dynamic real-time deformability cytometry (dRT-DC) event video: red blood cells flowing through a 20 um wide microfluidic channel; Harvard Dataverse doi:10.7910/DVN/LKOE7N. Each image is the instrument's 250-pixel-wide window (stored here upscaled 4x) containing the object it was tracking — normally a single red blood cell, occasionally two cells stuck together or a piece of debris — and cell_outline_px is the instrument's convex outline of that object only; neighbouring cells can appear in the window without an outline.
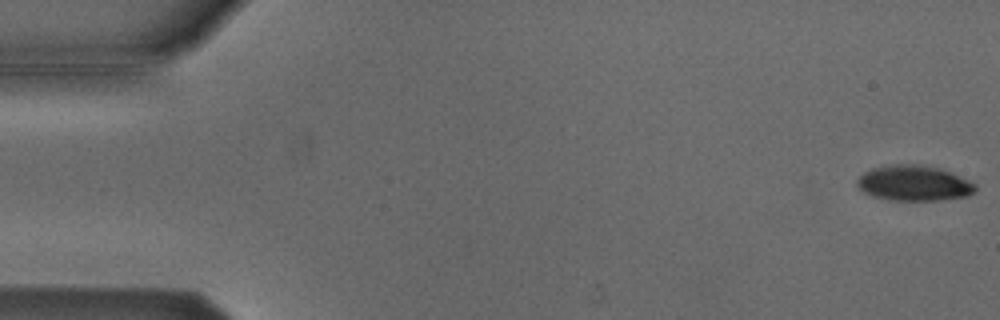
{"species": "Egyptian fruit bat (a non-hibernating species)", "species_latin": "Rousettus aegyptiacus", "temperature_condition": "cold", "stored_images_in_passage": 54, "camera_frame_rate_fps": 3000, "um_per_image_px": 0.085, "animal": {"sex": "male"}, "frame": {"image": 1, "passage_image": 1, "time_ms": 0.0, "image_size_px": [1000, 320], "cell_outline_px": [[976, 192], [968, 196], [940, 200], [888, 200], [872, 196], [864, 192], [856, 184], [856, 180], [864, 172], [872, 168], [896, 164], [920, 164], [940, 168], [968, 180], [976, 184]], "centroid_in_image_um": [77.69, 15.57], "position_along_channel_um": 7.3, "area_um2": 24.45}}
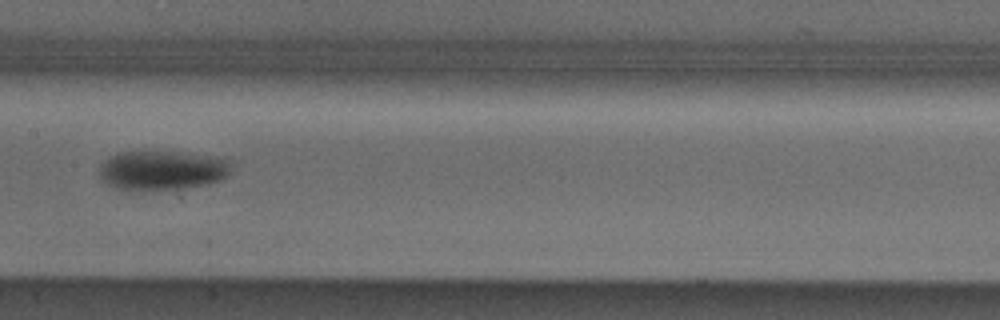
{"frame": {"image": 2, "passage_image": 27, "time_ms": 8.667, "image_size_px": [1000, 320], "cell_outline_px": [[228, 172], [220, 180], [208, 184], [172, 192], [116, 188], [100, 180], [100, 164], [108, 156], [120, 152], [172, 152], [228, 160]], "centroid_in_image_um": [13.68, 14.53], "position_along_channel_um": 193.7, "area_um2": 30.17}}
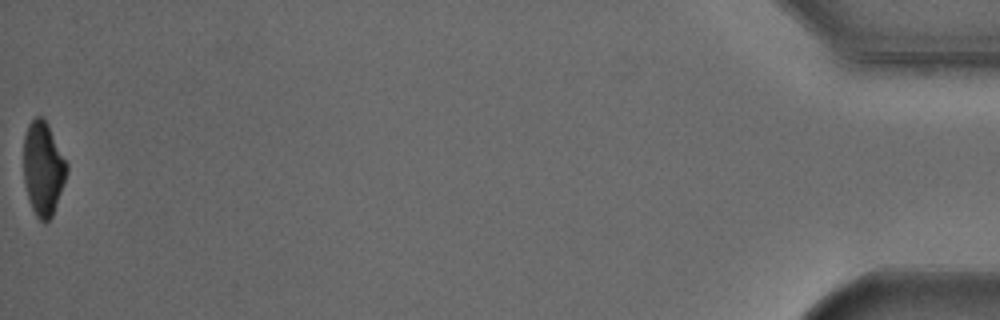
{"frame": {"image": 3, "passage_image": 54, "time_ms": 17.667, "image_size_px": [1000, 320], "cell_outline_px": [[68, 172], [52, 216], [44, 224], [36, 216], [28, 200], [24, 184], [24, 136], [28, 124], [36, 116], [40, 116], [48, 124], [68, 164]], "centroid_in_image_um": [3.66, 14.34], "position_along_channel_um": 431.5, "area_um2": 23.64}, "authors_computed_cell_mechanics": {"area_um2": 27.5995, "velocity_mm_per_s": 3.8204, "shape_relaxation_time_tau1_ms": 2.654, "shape_relaxation_time_tau2_ms": null, "deformation_change_tau1": 0.1255, "deformation_change_tau2": null}}